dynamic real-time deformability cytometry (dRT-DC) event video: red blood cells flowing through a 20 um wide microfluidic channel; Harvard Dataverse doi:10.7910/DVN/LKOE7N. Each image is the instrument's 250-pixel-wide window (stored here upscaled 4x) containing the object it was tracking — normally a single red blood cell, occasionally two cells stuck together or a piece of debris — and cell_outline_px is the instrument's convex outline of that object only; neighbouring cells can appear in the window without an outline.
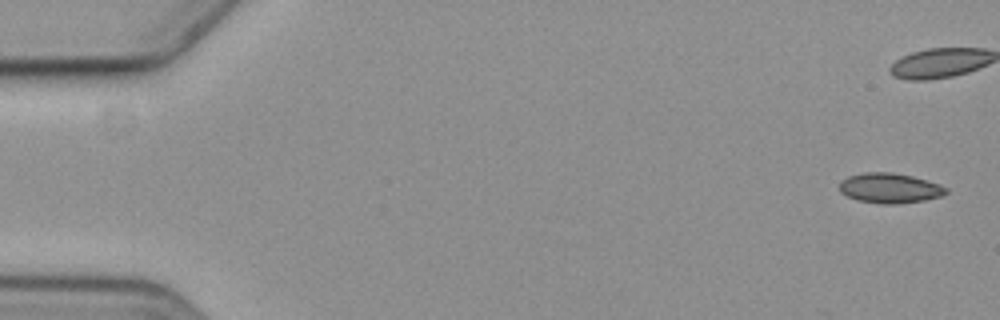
{"species": "common noctule bat (a hibernating species)", "species_latin": "Nyctalus noctula", "temperature_condition": "cold", "stored_images_in_passage": 5, "camera_frame_rate_fps": 3000, "um_per_image_px": 0.085, "animal": {"sex": "female", "body_mass_g": 19.3, "forearm_length_mm": 54.1}, "frame": {"image": 1, "passage_image": 1, "time_ms": 0.0, "image_size_px": [1000, 320], "cell_outline_px": [[948, 192], [940, 196], [924, 200], [896, 204], [880, 204], [856, 200], [840, 192], [840, 180], [848, 176], [864, 172], [892, 172], [912, 176], [940, 184], [948, 188]], "centroid_in_image_um": [75.61, 15.99], "position_along_channel_um": 9.4, "area_um2": 18.73}}